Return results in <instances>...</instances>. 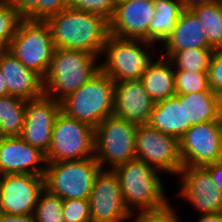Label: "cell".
Listing matches in <instances>:
<instances>
[{
	"mask_svg": "<svg viewBox=\"0 0 222 222\" xmlns=\"http://www.w3.org/2000/svg\"><path fill=\"white\" fill-rule=\"evenodd\" d=\"M154 105L140 79L115 83L114 116L136 125H146Z\"/></svg>",
	"mask_w": 222,
	"mask_h": 222,
	"instance_id": "18",
	"label": "cell"
},
{
	"mask_svg": "<svg viewBox=\"0 0 222 222\" xmlns=\"http://www.w3.org/2000/svg\"><path fill=\"white\" fill-rule=\"evenodd\" d=\"M136 130V124L114 115L95 128V158L102 169H113L136 158Z\"/></svg>",
	"mask_w": 222,
	"mask_h": 222,
	"instance_id": "9",
	"label": "cell"
},
{
	"mask_svg": "<svg viewBox=\"0 0 222 222\" xmlns=\"http://www.w3.org/2000/svg\"><path fill=\"white\" fill-rule=\"evenodd\" d=\"M178 178L180 188L175 196L190 204L196 214L222 212V191L205 167L183 166Z\"/></svg>",
	"mask_w": 222,
	"mask_h": 222,
	"instance_id": "11",
	"label": "cell"
},
{
	"mask_svg": "<svg viewBox=\"0 0 222 222\" xmlns=\"http://www.w3.org/2000/svg\"><path fill=\"white\" fill-rule=\"evenodd\" d=\"M183 104L184 124L218 121L222 108V97L211 89L203 92L175 95Z\"/></svg>",
	"mask_w": 222,
	"mask_h": 222,
	"instance_id": "22",
	"label": "cell"
},
{
	"mask_svg": "<svg viewBox=\"0 0 222 222\" xmlns=\"http://www.w3.org/2000/svg\"><path fill=\"white\" fill-rule=\"evenodd\" d=\"M95 129L60 112L54 122L46 162H62L95 157Z\"/></svg>",
	"mask_w": 222,
	"mask_h": 222,
	"instance_id": "8",
	"label": "cell"
},
{
	"mask_svg": "<svg viewBox=\"0 0 222 222\" xmlns=\"http://www.w3.org/2000/svg\"><path fill=\"white\" fill-rule=\"evenodd\" d=\"M116 4L113 0H69L71 9L98 14L108 21L111 20Z\"/></svg>",
	"mask_w": 222,
	"mask_h": 222,
	"instance_id": "33",
	"label": "cell"
},
{
	"mask_svg": "<svg viewBox=\"0 0 222 222\" xmlns=\"http://www.w3.org/2000/svg\"><path fill=\"white\" fill-rule=\"evenodd\" d=\"M0 222H36L34 214L12 215L0 213Z\"/></svg>",
	"mask_w": 222,
	"mask_h": 222,
	"instance_id": "38",
	"label": "cell"
},
{
	"mask_svg": "<svg viewBox=\"0 0 222 222\" xmlns=\"http://www.w3.org/2000/svg\"><path fill=\"white\" fill-rule=\"evenodd\" d=\"M62 212L65 222H92L89 199H64Z\"/></svg>",
	"mask_w": 222,
	"mask_h": 222,
	"instance_id": "32",
	"label": "cell"
},
{
	"mask_svg": "<svg viewBox=\"0 0 222 222\" xmlns=\"http://www.w3.org/2000/svg\"><path fill=\"white\" fill-rule=\"evenodd\" d=\"M55 46L49 24L42 20L22 19L8 51L24 66L44 78L49 70Z\"/></svg>",
	"mask_w": 222,
	"mask_h": 222,
	"instance_id": "7",
	"label": "cell"
},
{
	"mask_svg": "<svg viewBox=\"0 0 222 222\" xmlns=\"http://www.w3.org/2000/svg\"><path fill=\"white\" fill-rule=\"evenodd\" d=\"M155 13L148 25V42L160 47L185 11L182 0H154Z\"/></svg>",
	"mask_w": 222,
	"mask_h": 222,
	"instance_id": "23",
	"label": "cell"
},
{
	"mask_svg": "<svg viewBox=\"0 0 222 222\" xmlns=\"http://www.w3.org/2000/svg\"><path fill=\"white\" fill-rule=\"evenodd\" d=\"M115 4H119L120 2L126 1V0H113Z\"/></svg>",
	"mask_w": 222,
	"mask_h": 222,
	"instance_id": "43",
	"label": "cell"
},
{
	"mask_svg": "<svg viewBox=\"0 0 222 222\" xmlns=\"http://www.w3.org/2000/svg\"><path fill=\"white\" fill-rule=\"evenodd\" d=\"M102 170L95 157L46 162L44 188L61 199H89L95 179Z\"/></svg>",
	"mask_w": 222,
	"mask_h": 222,
	"instance_id": "6",
	"label": "cell"
},
{
	"mask_svg": "<svg viewBox=\"0 0 222 222\" xmlns=\"http://www.w3.org/2000/svg\"><path fill=\"white\" fill-rule=\"evenodd\" d=\"M92 222H130L132 215L124 201L121 186L112 169H102L89 196Z\"/></svg>",
	"mask_w": 222,
	"mask_h": 222,
	"instance_id": "13",
	"label": "cell"
},
{
	"mask_svg": "<svg viewBox=\"0 0 222 222\" xmlns=\"http://www.w3.org/2000/svg\"><path fill=\"white\" fill-rule=\"evenodd\" d=\"M44 189V176L0 175V213L33 214L38 197Z\"/></svg>",
	"mask_w": 222,
	"mask_h": 222,
	"instance_id": "14",
	"label": "cell"
},
{
	"mask_svg": "<svg viewBox=\"0 0 222 222\" xmlns=\"http://www.w3.org/2000/svg\"><path fill=\"white\" fill-rule=\"evenodd\" d=\"M196 222H222V212L221 213H207L200 214Z\"/></svg>",
	"mask_w": 222,
	"mask_h": 222,
	"instance_id": "39",
	"label": "cell"
},
{
	"mask_svg": "<svg viewBox=\"0 0 222 222\" xmlns=\"http://www.w3.org/2000/svg\"><path fill=\"white\" fill-rule=\"evenodd\" d=\"M183 166L205 167L222 161V139L218 121L190 126L179 139Z\"/></svg>",
	"mask_w": 222,
	"mask_h": 222,
	"instance_id": "12",
	"label": "cell"
},
{
	"mask_svg": "<svg viewBox=\"0 0 222 222\" xmlns=\"http://www.w3.org/2000/svg\"><path fill=\"white\" fill-rule=\"evenodd\" d=\"M218 123H219V126H220V134H221V139H222V108L220 110V115H219Z\"/></svg>",
	"mask_w": 222,
	"mask_h": 222,
	"instance_id": "42",
	"label": "cell"
},
{
	"mask_svg": "<svg viewBox=\"0 0 222 222\" xmlns=\"http://www.w3.org/2000/svg\"><path fill=\"white\" fill-rule=\"evenodd\" d=\"M158 52V46L147 40L123 39L110 34L100 57V70L115 83L140 79Z\"/></svg>",
	"mask_w": 222,
	"mask_h": 222,
	"instance_id": "4",
	"label": "cell"
},
{
	"mask_svg": "<svg viewBox=\"0 0 222 222\" xmlns=\"http://www.w3.org/2000/svg\"><path fill=\"white\" fill-rule=\"evenodd\" d=\"M176 94H188L210 90L208 72L174 70Z\"/></svg>",
	"mask_w": 222,
	"mask_h": 222,
	"instance_id": "29",
	"label": "cell"
},
{
	"mask_svg": "<svg viewBox=\"0 0 222 222\" xmlns=\"http://www.w3.org/2000/svg\"><path fill=\"white\" fill-rule=\"evenodd\" d=\"M148 125L160 132L180 139L189 124H184L183 104L176 96L155 103Z\"/></svg>",
	"mask_w": 222,
	"mask_h": 222,
	"instance_id": "24",
	"label": "cell"
},
{
	"mask_svg": "<svg viewBox=\"0 0 222 222\" xmlns=\"http://www.w3.org/2000/svg\"><path fill=\"white\" fill-rule=\"evenodd\" d=\"M115 82L101 70L61 101V111L94 129L113 115Z\"/></svg>",
	"mask_w": 222,
	"mask_h": 222,
	"instance_id": "5",
	"label": "cell"
},
{
	"mask_svg": "<svg viewBox=\"0 0 222 222\" xmlns=\"http://www.w3.org/2000/svg\"><path fill=\"white\" fill-rule=\"evenodd\" d=\"M22 19L12 5L0 0V52L8 50Z\"/></svg>",
	"mask_w": 222,
	"mask_h": 222,
	"instance_id": "30",
	"label": "cell"
},
{
	"mask_svg": "<svg viewBox=\"0 0 222 222\" xmlns=\"http://www.w3.org/2000/svg\"><path fill=\"white\" fill-rule=\"evenodd\" d=\"M67 6L66 0L38 1V20L46 21L49 17L63 11Z\"/></svg>",
	"mask_w": 222,
	"mask_h": 222,
	"instance_id": "36",
	"label": "cell"
},
{
	"mask_svg": "<svg viewBox=\"0 0 222 222\" xmlns=\"http://www.w3.org/2000/svg\"><path fill=\"white\" fill-rule=\"evenodd\" d=\"M45 154L19 137H0V175L44 176Z\"/></svg>",
	"mask_w": 222,
	"mask_h": 222,
	"instance_id": "17",
	"label": "cell"
},
{
	"mask_svg": "<svg viewBox=\"0 0 222 222\" xmlns=\"http://www.w3.org/2000/svg\"><path fill=\"white\" fill-rule=\"evenodd\" d=\"M12 5L23 19L38 20V1L41 0H2Z\"/></svg>",
	"mask_w": 222,
	"mask_h": 222,
	"instance_id": "35",
	"label": "cell"
},
{
	"mask_svg": "<svg viewBox=\"0 0 222 222\" xmlns=\"http://www.w3.org/2000/svg\"><path fill=\"white\" fill-rule=\"evenodd\" d=\"M177 207L170 201L156 210L140 211L130 216L132 222H184Z\"/></svg>",
	"mask_w": 222,
	"mask_h": 222,
	"instance_id": "31",
	"label": "cell"
},
{
	"mask_svg": "<svg viewBox=\"0 0 222 222\" xmlns=\"http://www.w3.org/2000/svg\"><path fill=\"white\" fill-rule=\"evenodd\" d=\"M158 55L147 65L140 78L145 90L155 103L176 95L172 62L168 58Z\"/></svg>",
	"mask_w": 222,
	"mask_h": 222,
	"instance_id": "21",
	"label": "cell"
},
{
	"mask_svg": "<svg viewBox=\"0 0 222 222\" xmlns=\"http://www.w3.org/2000/svg\"><path fill=\"white\" fill-rule=\"evenodd\" d=\"M187 48H210L202 22L190 10L181 14L172 33L158 49L159 55L169 59Z\"/></svg>",
	"mask_w": 222,
	"mask_h": 222,
	"instance_id": "20",
	"label": "cell"
},
{
	"mask_svg": "<svg viewBox=\"0 0 222 222\" xmlns=\"http://www.w3.org/2000/svg\"><path fill=\"white\" fill-rule=\"evenodd\" d=\"M182 1H183L185 10H190L194 7L214 3L219 0H182Z\"/></svg>",
	"mask_w": 222,
	"mask_h": 222,
	"instance_id": "40",
	"label": "cell"
},
{
	"mask_svg": "<svg viewBox=\"0 0 222 222\" xmlns=\"http://www.w3.org/2000/svg\"><path fill=\"white\" fill-rule=\"evenodd\" d=\"M60 112L61 102L45 94L27 100L20 137L46 155L51 143L54 122Z\"/></svg>",
	"mask_w": 222,
	"mask_h": 222,
	"instance_id": "15",
	"label": "cell"
},
{
	"mask_svg": "<svg viewBox=\"0 0 222 222\" xmlns=\"http://www.w3.org/2000/svg\"><path fill=\"white\" fill-rule=\"evenodd\" d=\"M155 13L154 0H126L116 4L109 21L110 34L148 41V25Z\"/></svg>",
	"mask_w": 222,
	"mask_h": 222,
	"instance_id": "16",
	"label": "cell"
},
{
	"mask_svg": "<svg viewBox=\"0 0 222 222\" xmlns=\"http://www.w3.org/2000/svg\"><path fill=\"white\" fill-rule=\"evenodd\" d=\"M62 210L63 199L44 189L38 197L33 214L36 222H65Z\"/></svg>",
	"mask_w": 222,
	"mask_h": 222,
	"instance_id": "28",
	"label": "cell"
},
{
	"mask_svg": "<svg viewBox=\"0 0 222 222\" xmlns=\"http://www.w3.org/2000/svg\"><path fill=\"white\" fill-rule=\"evenodd\" d=\"M27 100L7 95L0 97V137H19L24 120Z\"/></svg>",
	"mask_w": 222,
	"mask_h": 222,
	"instance_id": "25",
	"label": "cell"
},
{
	"mask_svg": "<svg viewBox=\"0 0 222 222\" xmlns=\"http://www.w3.org/2000/svg\"><path fill=\"white\" fill-rule=\"evenodd\" d=\"M213 51L212 48H187L175 52L169 60L174 70L208 72Z\"/></svg>",
	"mask_w": 222,
	"mask_h": 222,
	"instance_id": "27",
	"label": "cell"
},
{
	"mask_svg": "<svg viewBox=\"0 0 222 222\" xmlns=\"http://www.w3.org/2000/svg\"><path fill=\"white\" fill-rule=\"evenodd\" d=\"M205 168L209 171L211 179L218 189L222 191V161L207 165Z\"/></svg>",
	"mask_w": 222,
	"mask_h": 222,
	"instance_id": "37",
	"label": "cell"
},
{
	"mask_svg": "<svg viewBox=\"0 0 222 222\" xmlns=\"http://www.w3.org/2000/svg\"><path fill=\"white\" fill-rule=\"evenodd\" d=\"M46 22L50 26L55 48L84 50L98 57H101L110 35L107 19L68 6Z\"/></svg>",
	"mask_w": 222,
	"mask_h": 222,
	"instance_id": "1",
	"label": "cell"
},
{
	"mask_svg": "<svg viewBox=\"0 0 222 222\" xmlns=\"http://www.w3.org/2000/svg\"><path fill=\"white\" fill-rule=\"evenodd\" d=\"M0 70L9 95L32 100L44 95L43 78L24 66L8 50L0 52Z\"/></svg>",
	"mask_w": 222,
	"mask_h": 222,
	"instance_id": "19",
	"label": "cell"
},
{
	"mask_svg": "<svg viewBox=\"0 0 222 222\" xmlns=\"http://www.w3.org/2000/svg\"><path fill=\"white\" fill-rule=\"evenodd\" d=\"M210 89L222 97V49L213 51L208 70Z\"/></svg>",
	"mask_w": 222,
	"mask_h": 222,
	"instance_id": "34",
	"label": "cell"
},
{
	"mask_svg": "<svg viewBox=\"0 0 222 222\" xmlns=\"http://www.w3.org/2000/svg\"><path fill=\"white\" fill-rule=\"evenodd\" d=\"M136 159L177 178L183 167L179 139L146 125H137ZM177 176V177H176Z\"/></svg>",
	"mask_w": 222,
	"mask_h": 222,
	"instance_id": "10",
	"label": "cell"
},
{
	"mask_svg": "<svg viewBox=\"0 0 222 222\" xmlns=\"http://www.w3.org/2000/svg\"><path fill=\"white\" fill-rule=\"evenodd\" d=\"M119 180L123 201L133 214L140 211L156 210L171 200L162 180V172L149 164L133 159L112 169Z\"/></svg>",
	"mask_w": 222,
	"mask_h": 222,
	"instance_id": "2",
	"label": "cell"
},
{
	"mask_svg": "<svg viewBox=\"0 0 222 222\" xmlns=\"http://www.w3.org/2000/svg\"><path fill=\"white\" fill-rule=\"evenodd\" d=\"M202 22L208 45L213 50L222 49V4L217 1L190 9Z\"/></svg>",
	"mask_w": 222,
	"mask_h": 222,
	"instance_id": "26",
	"label": "cell"
},
{
	"mask_svg": "<svg viewBox=\"0 0 222 222\" xmlns=\"http://www.w3.org/2000/svg\"><path fill=\"white\" fill-rule=\"evenodd\" d=\"M100 71V57L84 50L55 48L43 78L44 94L62 101Z\"/></svg>",
	"mask_w": 222,
	"mask_h": 222,
	"instance_id": "3",
	"label": "cell"
},
{
	"mask_svg": "<svg viewBox=\"0 0 222 222\" xmlns=\"http://www.w3.org/2000/svg\"><path fill=\"white\" fill-rule=\"evenodd\" d=\"M9 95L7 87H6V81L5 77L3 76L1 70H0V97Z\"/></svg>",
	"mask_w": 222,
	"mask_h": 222,
	"instance_id": "41",
	"label": "cell"
}]
</instances>
